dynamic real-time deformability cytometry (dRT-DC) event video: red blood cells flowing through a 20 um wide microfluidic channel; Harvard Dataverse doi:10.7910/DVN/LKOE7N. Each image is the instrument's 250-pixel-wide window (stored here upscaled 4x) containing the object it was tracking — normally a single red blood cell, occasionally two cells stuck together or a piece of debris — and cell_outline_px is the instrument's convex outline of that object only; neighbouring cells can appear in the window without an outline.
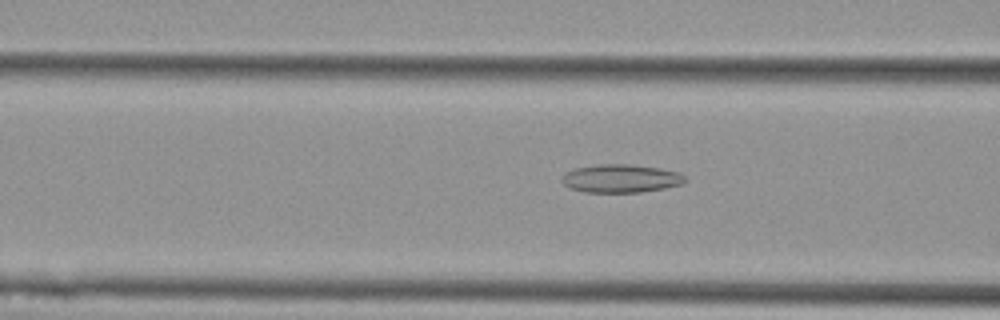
{"species": "Egyptian fruit bat (a non-hibernating species)", "species_latin": "Rousettus aegyptiacus", "temperature_condition": "cold", "stored_images_in_passage": 54, "camera_frame_rate_fps": 3000, "um_per_image_px": 0.085, "animal": {"sex": "female"}, "frame": {"image": 1, "passage_image": 21, "time_ms": 6.667, "image_size_px": [1000, 320], "cell_outline_px": [[684, 180], [680, 184], [664, 188], [640, 192], [584, 192], [572, 188], [564, 184], [560, 180], [564, 172], [576, 168], [596, 164], [628, 164], [660, 168], [680, 172], [684, 176]], "centroid_in_image_um": [52.73, 15.16], "position_along_channel_um": 113.9, "area_um2": 20.17}}
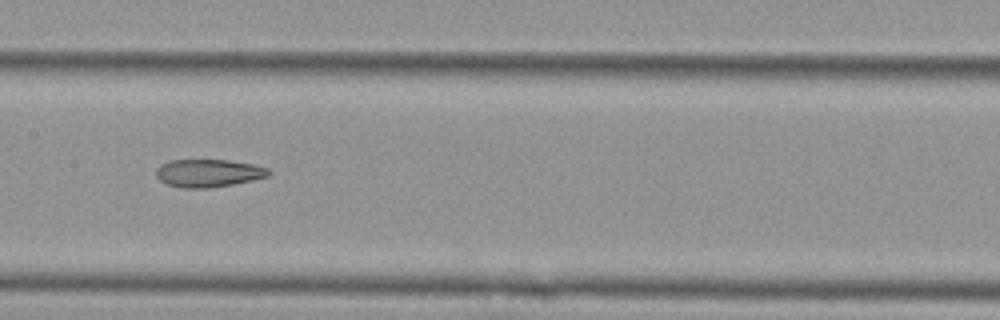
{"frame": {"image": 2, "passage_image": 27, "time_ms": 8.667, "image_size_px": [1000, 320], "cell_outline_px": [[272, 172], [268, 176], [252, 180], [232, 184], [208, 188], [184, 188], [168, 184], [160, 180], [156, 176], [156, 168], [160, 164], [168, 160], [228, 160], [252, 164], [268, 168]], "centroid_in_image_um": [17.7, 14.7], "position_along_channel_um": 189.7, "area_um2": 18.21}}
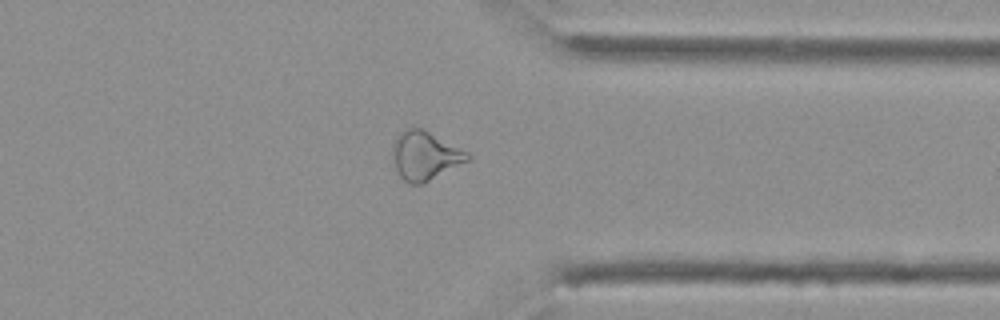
{"frame": {"image": 3, "passage_image": 42, "time_ms": 13.667, "image_size_px": [1000, 320], "cell_outline_px": [[472, 156], [468, 160], [424, 184], [412, 184], [404, 180], [400, 176], [396, 168], [392, 156], [392, 144], [396, 136], [404, 128], [420, 128], [468, 152]], "centroid_in_image_um": [36.09, 13.24], "position_along_channel_um": 375.3, "area_um2": 21.04}, "authors_computed_cell_mechanics": {"area_um2": 22.9177, "velocity_mm_per_s": 3.7878, "shape_relaxation_time_tau1_ms": null, "shape_relaxation_time_tau2_ms": 8.7757, "deformation_change_tau1": null, "deformation_change_tau2": 0.2176}}